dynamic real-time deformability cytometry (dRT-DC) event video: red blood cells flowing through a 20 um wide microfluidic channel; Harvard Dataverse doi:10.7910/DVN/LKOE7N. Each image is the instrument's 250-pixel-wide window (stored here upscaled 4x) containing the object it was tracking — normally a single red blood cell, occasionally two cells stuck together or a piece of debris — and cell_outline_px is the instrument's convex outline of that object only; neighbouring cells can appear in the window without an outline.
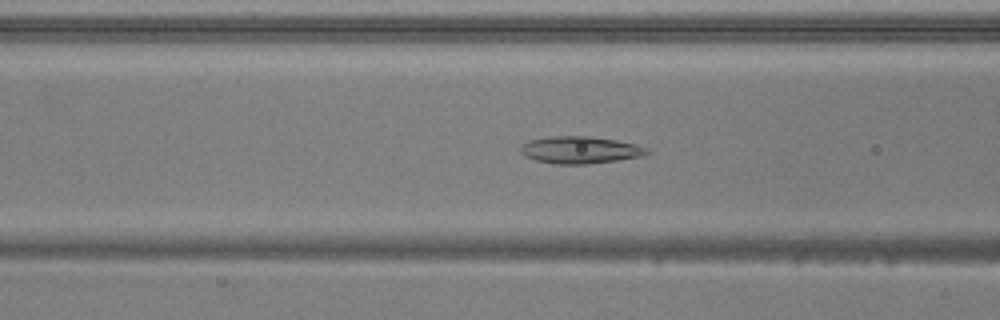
{"species": "common noctule bat (a hibernating species)", "species_latin": "Nyctalus noctula", "temperature_condition": "warm", "stored_images_in_passage": 51, "camera_frame_rate_fps": 3000, "um_per_image_px": 0.085, "animal": {"sex": "male", "body_mass_g": 20.5, "forearm_length_mm": 52.5}, "frame": {"image": 1, "passage_image": 20, "time_ms": 6.333, "image_size_px": [1000, 320], "cell_outline_px": [[652, 152], [644, 156], [588, 164], [552, 164], [536, 160], [524, 156], [520, 152], [520, 148], [528, 140], [548, 136], [588, 136], [616, 140], [636, 144], [648, 148]], "centroid_in_image_um": [49.32, 12.74], "position_along_channel_um": 117.3, "area_um2": 20.17}}
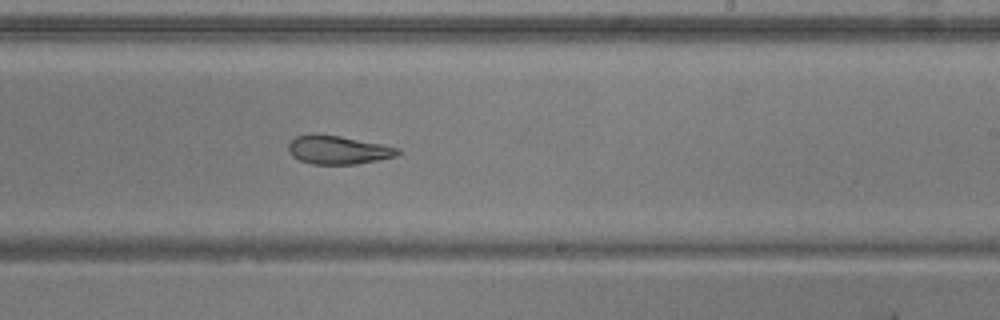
{"frame": {"image": 2, "passage_image": 31, "time_ms": 10.0, "image_size_px": [1000, 320], "cell_outline_px": [[400, 152], [396, 156], [356, 164], [312, 164], [300, 160], [292, 156], [288, 148], [288, 144], [296, 136], [312, 132], [316, 132], [340, 136], [400, 148]], "centroid_in_image_um": [28.69, 12.72], "position_along_channel_um": 260.3, "area_um2": 18.21}}
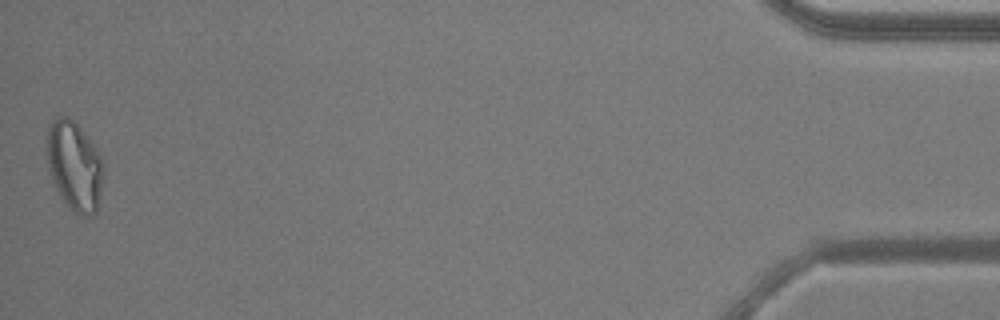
{"frame": {"image": 3, "passage_image": 51, "time_ms": 16.667, "image_size_px": [1000, 320], "cell_outline_px": [[104, 172], [96, 212], [92, 216], [84, 216], [76, 212], [64, 204], [52, 180], [48, 168], [44, 144], [44, 140], [48, 124], [56, 116], [68, 116], [80, 128], [96, 148], [100, 156], [104, 168]], "centroid_in_image_um": [6.27, 14.07], "position_along_channel_um": 428.9, "area_um2": 29.94}, "authors_computed_cell_mechanics": {"area_um2": 22.1952, "velocity_mm_per_s": 3.9004, "shape_relaxation_time_tau1_ms": null, "shape_relaxation_time_tau2_ms": 3.4042, "deformation_change_tau1": null, "deformation_change_tau2": 0.1022}}